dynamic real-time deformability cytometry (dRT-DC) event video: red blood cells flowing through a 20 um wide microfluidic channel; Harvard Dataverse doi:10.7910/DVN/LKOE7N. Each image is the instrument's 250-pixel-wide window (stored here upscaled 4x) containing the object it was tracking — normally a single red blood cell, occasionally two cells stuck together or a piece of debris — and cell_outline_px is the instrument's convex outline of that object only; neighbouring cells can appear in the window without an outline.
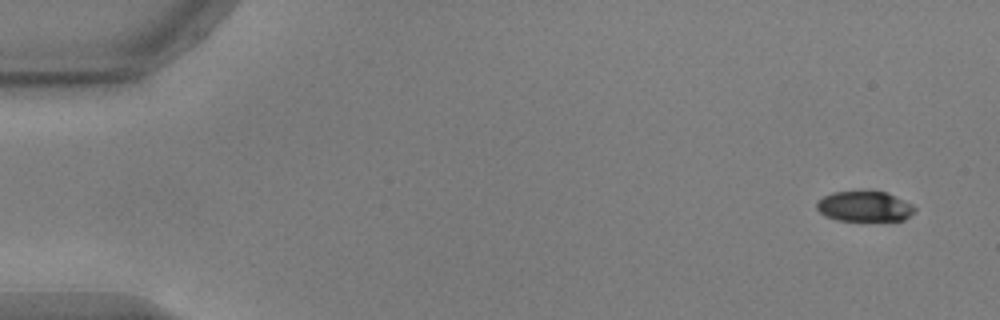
{"species": "common noctule bat (a hibernating species)", "species_latin": "Nyctalus noctula", "temperature_condition": "warm", "stored_images_in_passage": 52, "camera_frame_rate_fps": 3000, "um_per_image_px": 0.085, "animal": {"sex": "male", "body_mass_g": 17.9, "forearm_length_mm": 54.2}, "frame": {"image": 1, "passage_image": 1, "time_ms": 0.0, "image_size_px": [1000, 320], "cell_outline_px": [[916, 208], [904, 220], [836, 220], [824, 216], [816, 208], [816, 200], [832, 192], [888, 192], [912, 204]], "centroid_in_image_um": [73.44, 17.54], "position_along_channel_um": 11.6, "area_um2": 17.17}}
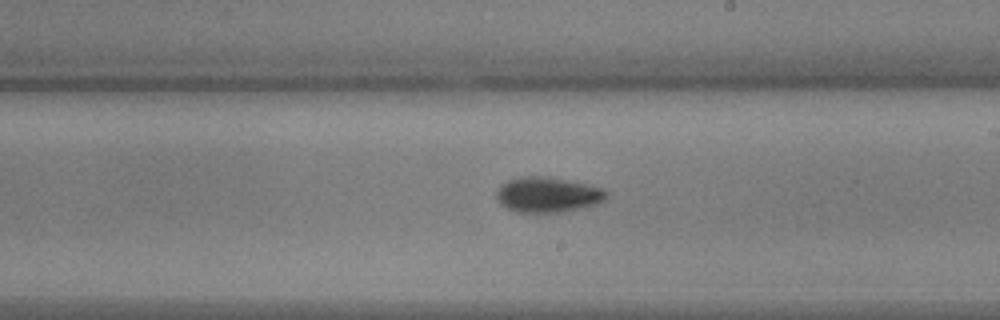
{"frame": {"image": 2, "passage_image": 30, "time_ms": 9.667, "image_size_px": [1000, 320], "cell_outline_px": [[608, 200], [600, 204], [560, 212], [520, 212], [508, 208], [500, 204], [496, 200], [496, 192], [500, 184], [508, 180], [520, 176], [548, 176], [604, 188], [608, 192]], "centroid_in_image_um": [46.58, 16.54], "position_along_channel_um": 242.4, "area_um2": 22.89}}
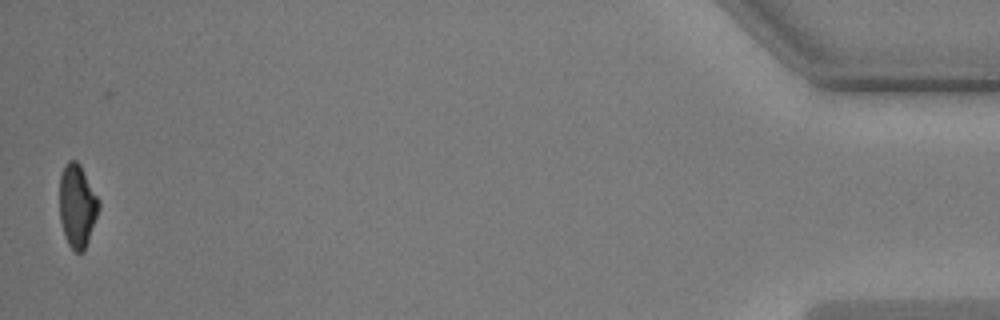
{"frame": {"image": 3, "passage_image": 52, "time_ms": 17.0, "image_size_px": [1000, 320], "cell_outline_px": [[100, 208], [84, 252], [76, 252], [68, 244], [64, 236], [60, 220], [60, 176], [64, 164], [68, 160], [76, 160], [80, 164], [100, 200]], "centroid_in_image_um": [6.57, 17.48], "position_along_channel_um": 428.6, "area_um2": 19.19}, "authors_computed_cell_mechanics": {"area_um2": 20.2589, "velocity_mm_per_s": 3.7356, "shape_relaxation_time_tau1_ms": 2.4091, "shape_relaxation_time_tau2_ms": 4.7737, "deformation_change_tau1": 0.1362, "deformation_change_tau2": 0.1038}}